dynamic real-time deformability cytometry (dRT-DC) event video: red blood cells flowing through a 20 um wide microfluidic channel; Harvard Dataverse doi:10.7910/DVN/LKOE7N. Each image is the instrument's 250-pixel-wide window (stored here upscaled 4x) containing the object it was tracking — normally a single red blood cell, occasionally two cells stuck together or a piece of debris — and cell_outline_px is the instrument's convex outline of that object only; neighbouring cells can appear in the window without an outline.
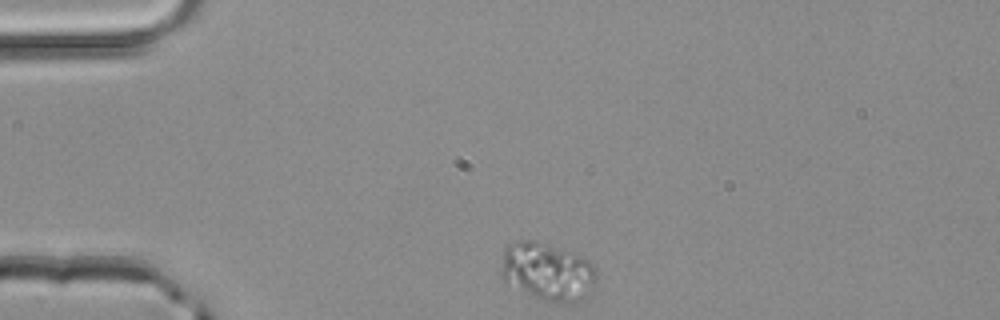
{"species": "common noctule bat (a hibernating species)", "species_latin": "Nyctalus noctula", "temperature_condition": "room temperature", "stored_images_in_passage": 41, "camera_frame_rate_fps": 3000, "um_per_image_px": 0.085, "animal": {"sex": "male", "body_mass_g": 20.4}, "frame": {"image": 1, "passage_image": 1, "time_ms": 0.0, "image_size_px": [1000, 320], "cell_outline_px": [[596, 280], [588, 296], [584, 300], [576, 304], [560, 304], [544, 300], [504, 284], [500, 276], [500, 272], [504, 248], [508, 244], [516, 240], [536, 240], [580, 256], [588, 260], [596, 268]], "centroid_in_image_um": [46.51, 23.12], "position_along_channel_um": 38.5, "area_um2": 32.95}}
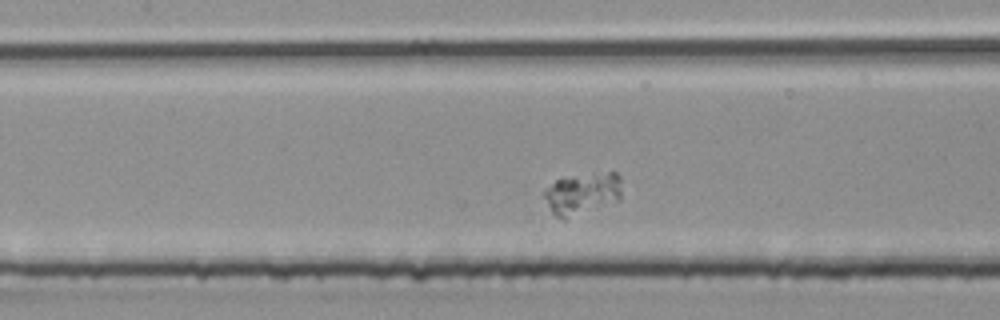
{"frame": {"image": 2, "passage_image": 13, "time_ms": 4.0, "image_size_px": [1000, 320], "cell_outline_px": [[620, 200], [564, 220], [556, 216], [552, 212], [544, 196], [544, 192], [556, 180], [608, 172], [616, 172], [620, 176]], "centroid_in_image_um": [49.53, 16.49], "position_along_channel_um": 157.9, "area_um2": 18.32}}
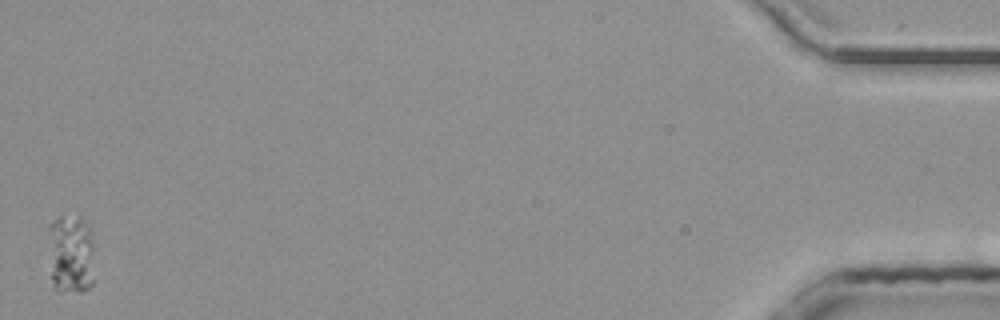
{"frame": {"image": 3, "passage_image": 41, "time_ms": 13.333, "image_size_px": [1000, 320], "cell_outline_px": [[92, 284], [88, 288], [80, 292], [56, 288], [52, 280], [48, 228], [48, 224], [52, 220], [60, 216], [80, 220], [88, 224], [92, 240]], "centroid_in_image_um": [6.0, 21.58], "position_along_channel_um": 429.2, "area_um2": 20.81}}